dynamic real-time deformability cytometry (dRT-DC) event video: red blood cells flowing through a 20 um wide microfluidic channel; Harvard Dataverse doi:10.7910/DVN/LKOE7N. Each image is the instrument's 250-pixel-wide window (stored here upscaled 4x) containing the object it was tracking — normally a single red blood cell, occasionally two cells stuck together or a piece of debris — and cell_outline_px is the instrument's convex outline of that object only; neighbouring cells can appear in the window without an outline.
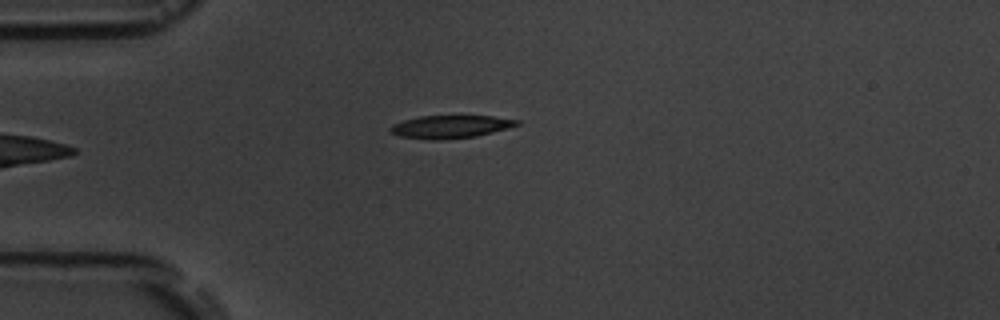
{"species": "common noctule bat (a hibernating species)", "species_latin": "Nyctalus noctula", "temperature_condition": "room temperature", "stored_images_in_passage": 6, "segment_of_instrument_passage": [2, 2], "camera_frame_rate_fps": 3000, "um_per_image_px": 0.085, "animal": {"sex": "male", "body_mass_g": 19.5, "forearm_length_mm": 54.6}, "frame": {"image": 1, "passage_image": 6, "time_ms": 6.0, "image_size_px": [1000, 320], "cell_outline_px": [[520, 124], [508, 128], [476, 136], [440, 140], [428, 140], [400, 136], [392, 132], [388, 128], [392, 124], [404, 120], [420, 116], [492, 116], [520, 120]], "centroid_in_image_um": [38.28, 10.77], "position_along_channel_um": 46.7, "area_um2": 16.82}}